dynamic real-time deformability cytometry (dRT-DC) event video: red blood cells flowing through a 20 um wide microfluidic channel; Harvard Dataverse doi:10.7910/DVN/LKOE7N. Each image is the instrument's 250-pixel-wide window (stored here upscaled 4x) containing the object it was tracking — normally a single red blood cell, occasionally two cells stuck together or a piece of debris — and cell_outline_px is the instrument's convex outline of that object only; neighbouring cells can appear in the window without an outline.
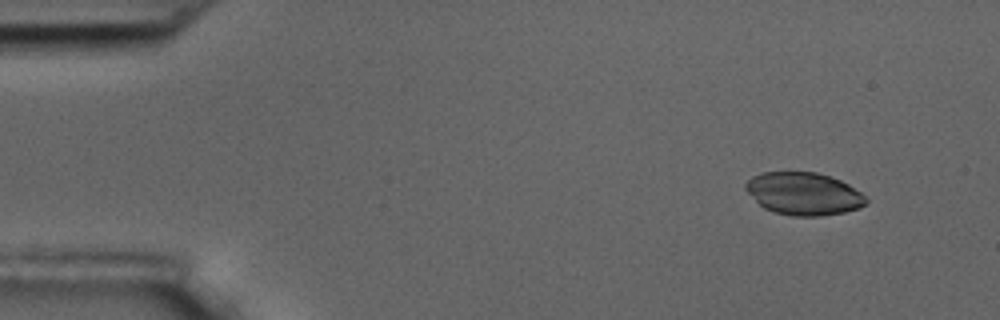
{"species": "common noctule bat (a hibernating species)", "species_latin": "Nyctalus noctula", "temperature_condition": "room temperature", "stored_images_in_passage": 8, "camera_frame_rate_fps": 3000, "um_per_image_px": 0.085, "animal": {"sex": "male", "body_mass_g": 17.5, "forearm_length_mm": 52.3}, "frame": {"image": 1, "passage_image": 2, "time_ms": 0.333, "image_size_px": [1000, 320], "cell_outline_px": [[868, 200], [860, 208], [844, 212], [820, 216], [792, 216], [772, 212], [764, 208], [744, 188], [744, 184], [752, 176], [764, 172], [816, 172], [840, 180], [848, 184], [860, 192]], "centroid_in_image_um": [68.3, 16.47], "position_along_channel_um": 16.7, "area_um2": 29.77}}
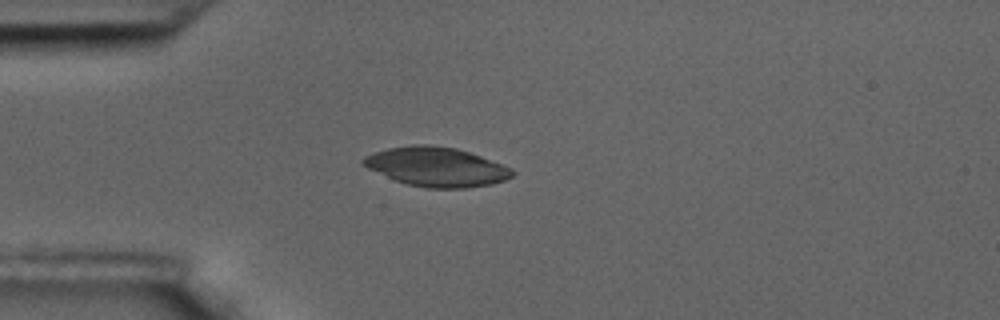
{"frame": {"image": 2, "passage_image": 4, "time_ms": 1.0, "image_size_px": [1000, 320], "cell_outline_px": [[516, 172], [512, 176], [504, 180], [492, 184], [464, 188], [424, 188], [408, 184], [396, 180], [368, 168], [360, 164], [360, 160], [364, 156], [388, 148], [412, 144], [428, 144], [456, 148], [480, 156], [512, 168]], "centroid_in_image_um": [37.09, 14.18], "position_along_channel_um": 47.9, "area_um2": 33.99}}